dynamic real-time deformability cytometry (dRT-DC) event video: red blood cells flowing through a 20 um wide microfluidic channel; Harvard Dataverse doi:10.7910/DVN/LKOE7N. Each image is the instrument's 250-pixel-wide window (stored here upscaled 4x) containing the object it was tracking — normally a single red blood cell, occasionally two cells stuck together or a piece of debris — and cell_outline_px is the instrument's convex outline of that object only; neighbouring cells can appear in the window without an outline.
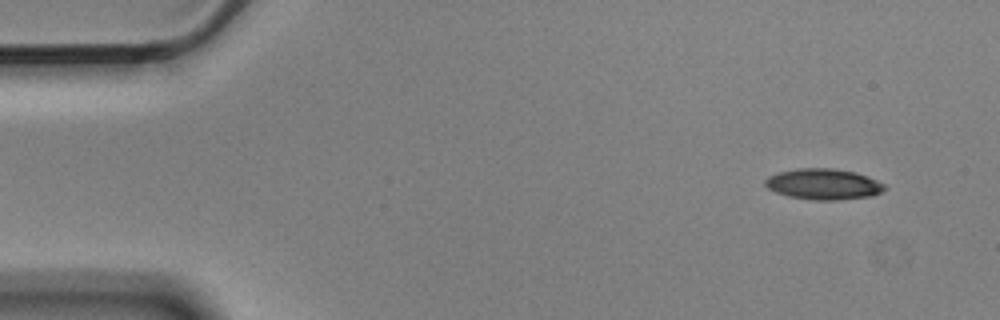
{"species": "Egyptian fruit bat (a non-hibernating species)", "species_latin": "Rousettus aegyptiacus", "temperature_condition": "cold", "stored_images_in_passage": 4, "segment_of_instrument_passage": [2, 2], "camera_frame_rate_fps": 3000, "um_per_image_px": 0.085, "animal": {"sex": "male"}, "frame": {"image": 1, "passage_image": 4, "time_ms": 1.0, "image_size_px": [1000, 320], "cell_outline_px": [[888, 188], [872, 196], [836, 200], [816, 200], [788, 196], [776, 192], [768, 188], [764, 184], [764, 180], [768, 176], [776, 172], [796, 168], [832, 168], [856, 172], [868, 176], [884, 184]], "centroid_in_image_um": [69.98, 15.64], "position_along_channel_um": 15.0, "area_um2": 21.62}}